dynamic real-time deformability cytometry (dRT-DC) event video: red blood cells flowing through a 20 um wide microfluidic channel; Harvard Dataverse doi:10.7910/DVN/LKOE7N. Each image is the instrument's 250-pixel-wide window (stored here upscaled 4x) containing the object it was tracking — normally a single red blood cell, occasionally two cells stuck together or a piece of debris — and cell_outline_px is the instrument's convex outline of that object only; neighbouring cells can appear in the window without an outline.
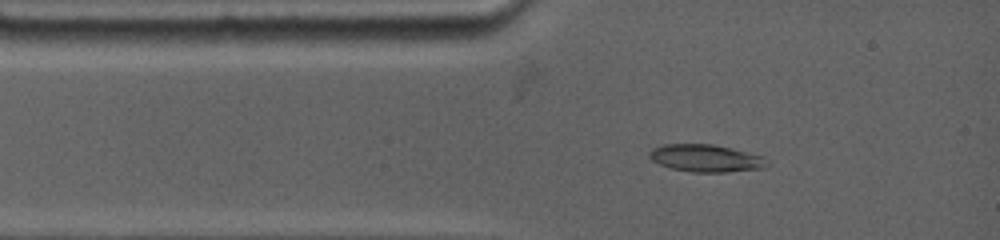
{"species": "common noctule bat (a hibernating species)", "species_latin": "Nyctalus noctula", "temperature_condition": "warm", "stored_images_in_passage": 3, "camera_frame_rate_fps": 4500, "um_per_image_px": 0.085, "animal": {"sex": "female", "body_mass_g": 19.0, "forearm_length_mm": 53.3}, "frame": {"image": 1, "passage_image": 2, "time_ms": 0.889, "image_size_px": [1000, 240], "cell_outline_px": [[764, 168], [724, 172], [692, 172], [672, 168], [660, 164], [652, 160], [648, 156], [648, 152], [652, 148], [664, 144], [712, 144], [732, 148], [764, 156]], "centroid_in_image_um": [59.94, 13.43], "position_along_channel_um": 25.1, "area_um2": 18.61}}